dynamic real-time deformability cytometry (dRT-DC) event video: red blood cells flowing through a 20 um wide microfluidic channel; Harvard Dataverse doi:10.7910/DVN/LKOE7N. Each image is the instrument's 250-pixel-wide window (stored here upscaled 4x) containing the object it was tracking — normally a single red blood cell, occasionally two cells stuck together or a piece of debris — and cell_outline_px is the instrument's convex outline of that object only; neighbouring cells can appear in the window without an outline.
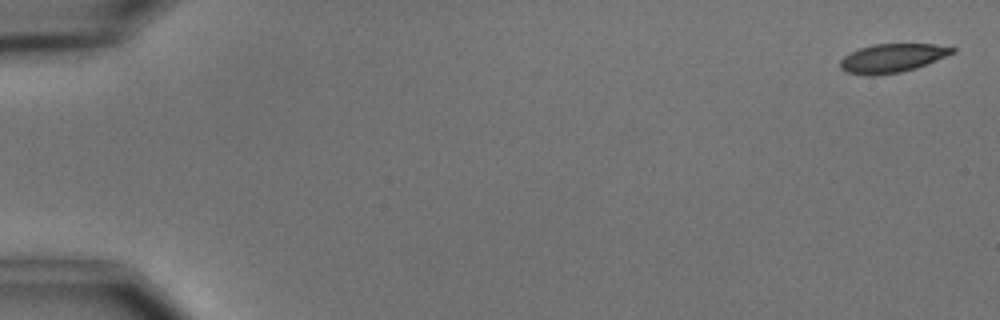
{"species": "common noctule bat (a hibernating species)", "species_latin": "Nyctalus noctula", "temperature_condition": "cold", "stored_images_in_passage": 6, "segment_of_instrument_passage": [2, 2], "camera_frame_rate_fps": 3000, "um_per_image_px": 0.085, "animal": {"sex": "male", "body_mass_g": 15.6}, "frame": {"image": 1, "passage_image": 6, "time_ms": 6.667, "image_size_px": [1000, 320], "cell_outline_px": [[956, 52], [916, 68], [900, 72], [872, 76], [848, 72], [840, 68], [840, 60], [844, 56], [860, 48], [872, 44], [936, 44], [956, 48]], "centroid_in_image_um": [75.85, 4.93], "position_along_channel_um": 9.1, "area_um2": 18.61}}